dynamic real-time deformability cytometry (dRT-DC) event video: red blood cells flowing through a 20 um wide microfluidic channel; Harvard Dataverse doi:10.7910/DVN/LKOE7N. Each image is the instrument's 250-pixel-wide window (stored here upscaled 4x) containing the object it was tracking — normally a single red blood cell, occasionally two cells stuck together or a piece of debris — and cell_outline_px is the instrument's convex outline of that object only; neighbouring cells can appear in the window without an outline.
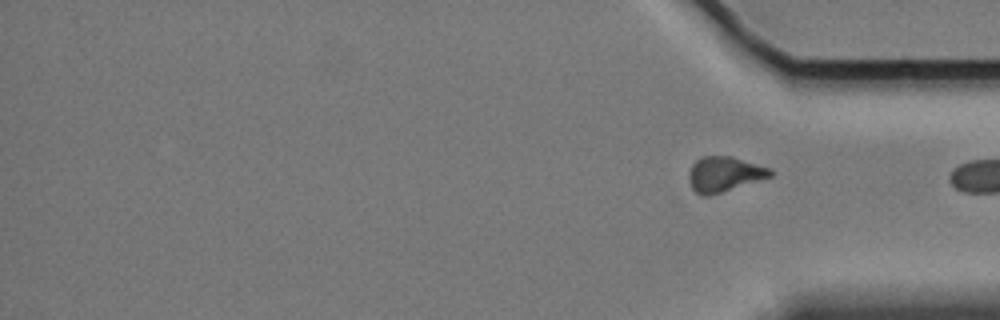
{"species": "Egyptian fruit bat (a non-hibernating species)", "species_latin": "Rousettus aegyptiacus", "temperature_condition": "cold", "stored_images_in_passage": 13, "segment_of_instrument_passage": [2, 2], "camera_frame_rate_fps": 3000, "um_per_image_px": 0.085, "animal": {"sex": "female"}, "frame": {"image": 1, "passage_image": 13, "time_ms": 15.333, "image_size_px": [1000, 320], "cell_outline_px": [[772, 176], [708, 196], [700, 196], [692, 188], [688, 180], [688, 172], [692, 164], [700, 156], [732, 156], [772, 168]], "centroid_in_image_um": [61.54, 14.79], "position_along_channel_um": 373.7, "area_um2": 16.76}}